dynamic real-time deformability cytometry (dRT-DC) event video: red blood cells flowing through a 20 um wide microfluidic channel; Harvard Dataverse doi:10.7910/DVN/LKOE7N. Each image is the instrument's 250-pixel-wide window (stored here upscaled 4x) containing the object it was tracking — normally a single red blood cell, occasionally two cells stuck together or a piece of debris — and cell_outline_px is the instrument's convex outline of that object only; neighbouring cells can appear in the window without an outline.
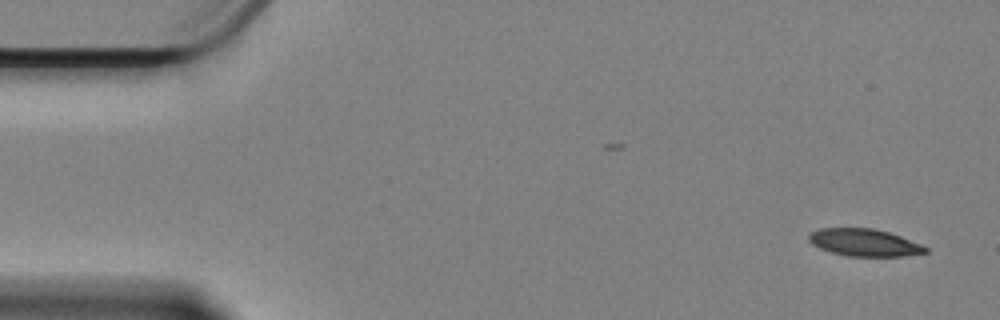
{"species": "Egyptian fruit bat (a non-hibernating species)", "species_latin": "Rousettus aegyptiacus", "temperature_condition": "cold", "stored_images_in_passage": 57, "camera_frame_rate_fps": 3000, "um_per_image_px": 0.085, "animal": {"sex": "female"}, "frame": {"image": 1, "passage_image": 1, "time_ms": 0.0, "image_size_px": [1000, 320], "cell_outline_px": [[928, 252], [900, 256], [848, 256], [832, 252], [820, 248], [812, 244], [808, 240], [808, 236], [812, 232], [820, 228], [872, 228], [888, 232], [900, 236], [920, 244], [928, 248]], "centroid_in_image_um": [73.45, 20.61], "position_along_channel_um": 11.6, "area_um2": 18.32}}
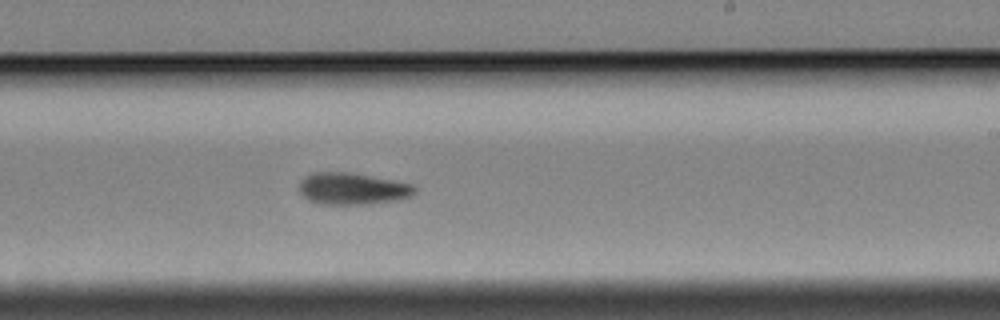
{"frame": {"image": 2, "passage_image": 33, "time_ms": 10.667, "image_size_px": [1000, 320], "cell_outline_px": [[416, 192], [412, 196], [396, 200], [368, 204], [320, 204], [308, 200], [300, 192], [300, 180], [316, 172], [348, 172], [392, 180], [412, 184], [416, 188]], "centroid_in_image_um": [29.97, 16.05], "position_along_channel_um": 259.0, "area_um2": 21.21}}
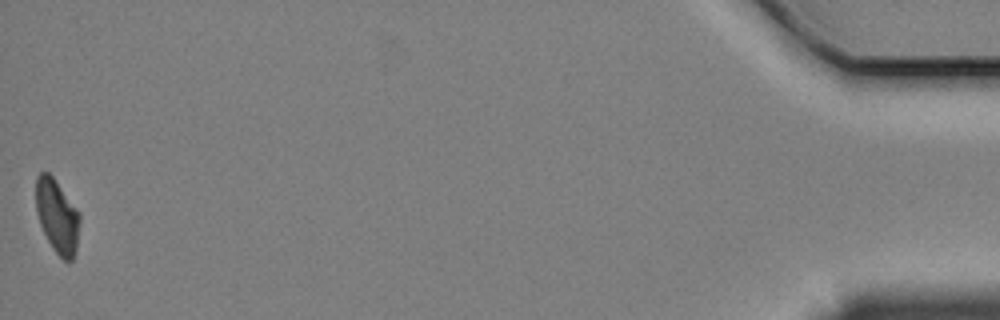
{"frame": {"image": 3, "passage_image": 57, "time_ms": 18.667, "image_size_px": [1000, 320], "cell_outline_px": [[80, 220], [76, 248], [72, 260], [64, 260], [52, 248], [40, 224], [36, 208], [36, 176], [40, 172], [48, 172], [52, 176], [80, 212]], "centroid_in_image_um": [4.86, 18.35], "position_along_channel_um": 430.3, "area_um2": 18.61}, "authors_computed_cell_mechanics": {"area_um2": 20.4034, "velocity_mm_per_s": 3.3583, "shape_relaxation_time_tau1_ms": 9.3125, "shape_relaxation_time_tau2_ms": null, "deformation_change_tau1": 0.1799, "deformation_change_tau2": null}}